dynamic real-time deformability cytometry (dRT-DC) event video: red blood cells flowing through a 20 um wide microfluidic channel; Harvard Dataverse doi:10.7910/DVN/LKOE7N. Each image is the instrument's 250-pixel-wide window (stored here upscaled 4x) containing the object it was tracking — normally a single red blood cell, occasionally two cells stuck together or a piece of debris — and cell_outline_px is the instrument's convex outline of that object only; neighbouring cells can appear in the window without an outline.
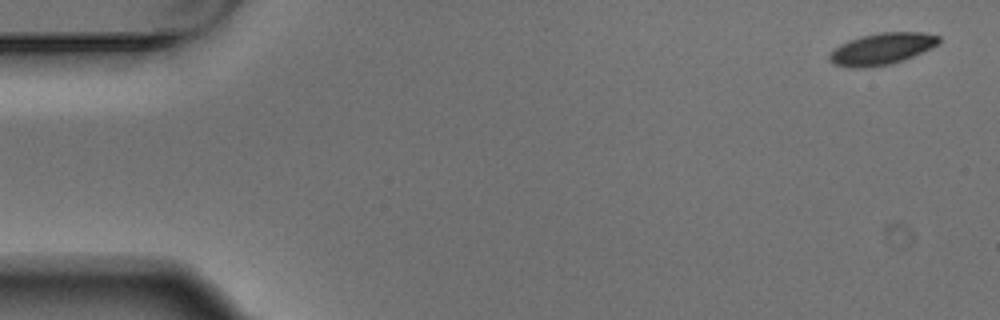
{"species": "Egyptian fruit bat (a non-hibernating species)", "species_latin": "Rousettus aegyptiacus", "temperature_condition": "warm", "stored_images_in_passage": 5, "camera_frame_rate_fps": 3000, "um_per_image_px": 0.085, "animal": {"sex": "male"}, "frame": {"image": 1, "passage_image": 1, "time_ms": 0.0, "image_size_px": [1000, 320], "cell_outline_px": [[940, 44], [904, 60], [892, 64], [864, 68], [848, 68], [832, 64], [828, 60], [828, 56], [840, 44], [848, 40], [880, 32], [924, 32], [940, 36]], "centroid_in_image_um": [74.96, 4.16], "position_along_channel_um": 10.0, "area_um2": 20.35}}
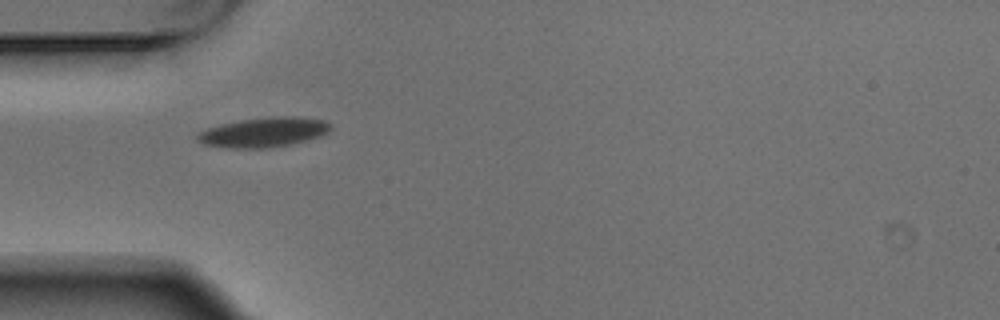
{"frame": {"image": 2, "passage_image": 4, "time_ms": 1.0, "image_size_px": [1000, 320], "cell_outline_px": [[332, 128], [328, 132], [320, 136], [288, 144], [268, 148], [228, 148], [204, 144], [196, 140], [196, 136], [200, 132], [208, 128], [220, 124], [240, 120], [272, 116], [296, 116], [324, 120], [332, 124]], "centroid_in_image_um": [22.42, 11.23], "position_along_channel_um": 62.6, "area_um2": 23.0}}
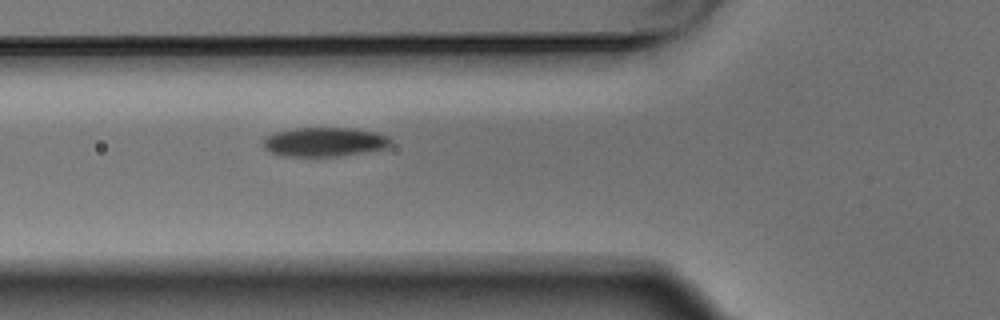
{"frame": {"image": 3, "passage_image": 5, "time_ms": 1.333, "image_size_px": [1000, 320], "cell_outline_px": [[392, 144], [384, 148], [340, 156], [280, 156], [268, 152], [264, 148], [264, 136], [276, 132], [296, 128], [356, 128], [376, 132], [388, 136], [392, 140]], "centroid_in_image_um": [27.56, 12.06], "position_along_channel_um": 98.2, "area_um2": 21.79}}